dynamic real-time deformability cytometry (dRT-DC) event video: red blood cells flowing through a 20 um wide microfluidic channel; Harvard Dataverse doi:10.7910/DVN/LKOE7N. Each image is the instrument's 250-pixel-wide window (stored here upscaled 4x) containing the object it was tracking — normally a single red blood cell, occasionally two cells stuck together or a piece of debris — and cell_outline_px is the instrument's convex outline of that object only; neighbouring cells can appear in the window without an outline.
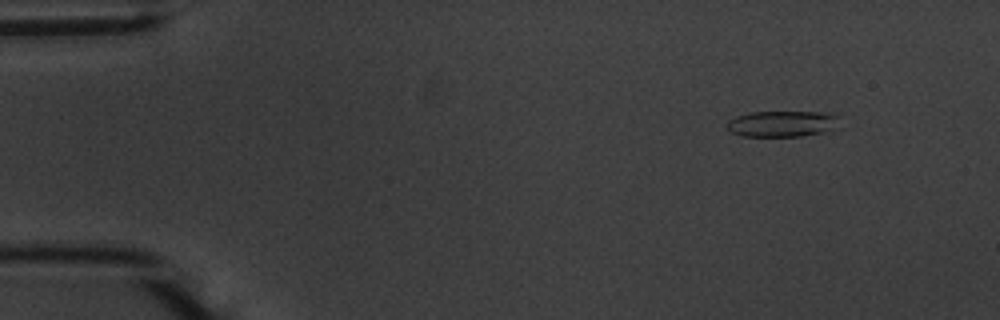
{"species": "common noctule bat (a hibernating species)", "species_latin": "Nyctalus noctula", "temperature_condition": "warm", "stored_images_in_passage": 51, "camera_frame_rate_fps": 3000, "um_per_image_px": 0.085, "animal": {"sex": "male", "body_mass_g": 20.1, "forearm_length_mm": 53.5}, "frame": {"image": 1, "passage_image": 2, "time_ms": 0.333, "image_size_px": [1000, 320], "cell_outline_px": [[836, 116], [832, 128], [820, 132], [800, 136], [740, 136], [732, 132], [724, 124], [728, 120], [736, 116], [752, 112], [828, 112]], "centroid_in_image_um": [66.35, 10.51], "position_along_channel_um": 18.7, "area_um2": 16.65}}
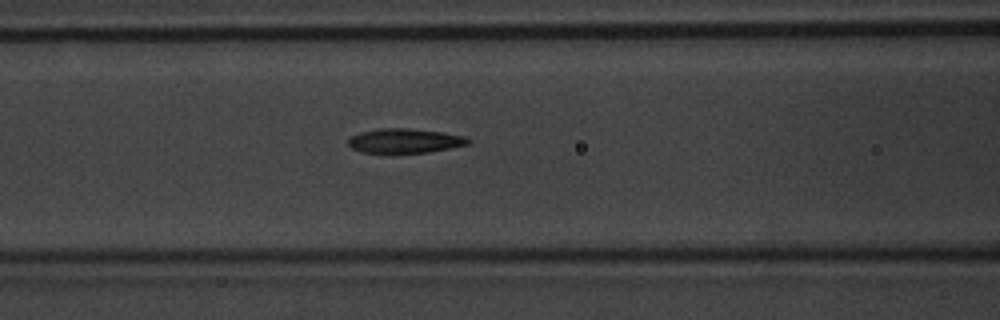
{"frame": {"image": 2, "passage_image": 19, "time_ms": 6.0, "image_size_px": [1000, 320], "cell_outline_px": [[472, 140], [468, 144], [452, 148], [428, 152], [364, 152], [352, 148], [348, 144], [348, 140], [352, 136], [360, 132], [380, 128], [408, 128], [440, 132], [468, 136]], "centroid_in_image_um": [34.46, 11.95], "position_along_channel_um": 132.1, "area_um2": 16.94}}
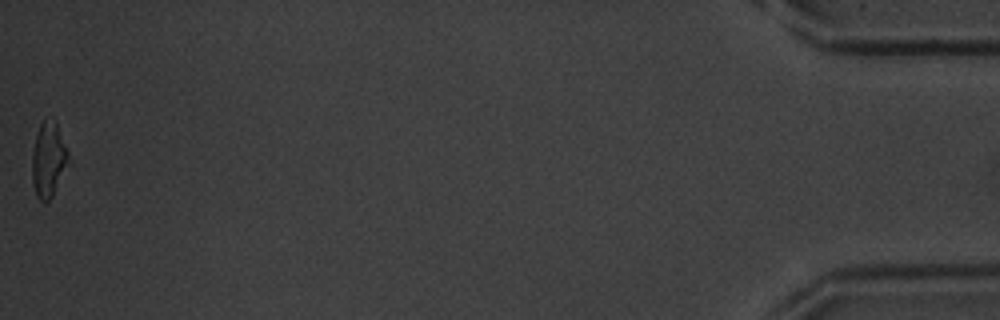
{"frame": {"image": 3, "passage_image": 51, "time_ms": 16.667, "image_size_px": [1000, 320], "cell_outline_px": [[72, 164], [52, 196], [44, 204], [36, 196], [32, 184], [32, 156], [36, 136], [40, 124], [44, 120], [56, 120], [72, 160]], "centroid_in_image_um": [4.18, 13.62], "position_along_channel_um": 431.0, "area_um2": 16.53}, "authors_computed_cell_mechanics": {"area_um2": 17.2822, "velocity_mm_per_s": 3.6829, "shape_relaxation_time_tau1_ms": 3.0553, "shape_relaxation_time_tau2_ms": 3.1219, "deformation_change_tau1": 0.1638, "deformation_change_tau2": 0.1348}}